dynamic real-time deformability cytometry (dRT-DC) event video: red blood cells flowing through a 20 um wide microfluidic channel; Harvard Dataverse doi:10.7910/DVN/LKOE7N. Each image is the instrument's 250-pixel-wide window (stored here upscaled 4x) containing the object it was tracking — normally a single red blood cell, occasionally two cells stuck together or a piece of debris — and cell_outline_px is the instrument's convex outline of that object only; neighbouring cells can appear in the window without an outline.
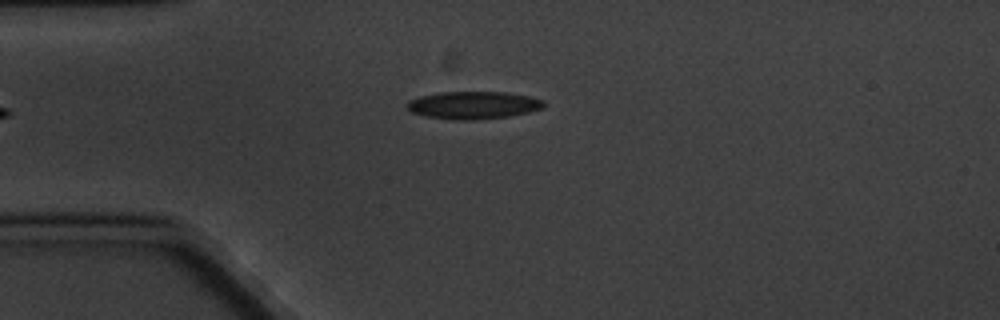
{"species": "common noctule bat (a hibernating species)", "species_latin": "Nyctalus noctula", "temperature_condition": "cold", "stored_images_in_passage": 5, "camera_frame_rate_fps": 3000, "um_per_image_px": 0.085, "animal": {"sex": "male", "body_mass_g": 20.1, "forearm_length_mm": 53.5}, "frame": {"image": 1, "passage_image": 2, "time_ms": 2.333, "image_size_px": [1000, 320], "cell_outline_px": [[544, 108], [528, 112], [508, 116], [472, 120], [452, 120], [424, 116], [412, 112], [404, 104], [408, 100], [420, 96], [440, 92], [504, 92], [528, 96], [544, 100]], "centroid_in_image_um": [40.19, 8.94], "position_along_channel_um": 44.8, "area_um2": 22.02}}
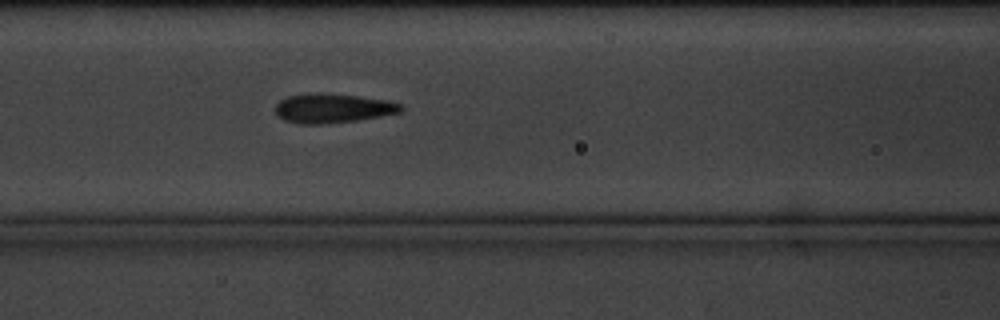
{"frame": {"image": 2, "passage_image": 5, "time_ms": 5.667, "image_size_px": [1000, 320], "cell_outline_px": [[404, 108], [400, 112], [380, 116], [356, 120], [320, 124], [300, 124], [284, 120], [276, 116], [276, 104], [280, 100], [288, 96], [312, 92], [360, 96], [384, 100], [400, 104]], "centroid_in_image_um": [28.23, 9.2], "position_along_channel_um": 138.4, "area_um2": 21.33}}